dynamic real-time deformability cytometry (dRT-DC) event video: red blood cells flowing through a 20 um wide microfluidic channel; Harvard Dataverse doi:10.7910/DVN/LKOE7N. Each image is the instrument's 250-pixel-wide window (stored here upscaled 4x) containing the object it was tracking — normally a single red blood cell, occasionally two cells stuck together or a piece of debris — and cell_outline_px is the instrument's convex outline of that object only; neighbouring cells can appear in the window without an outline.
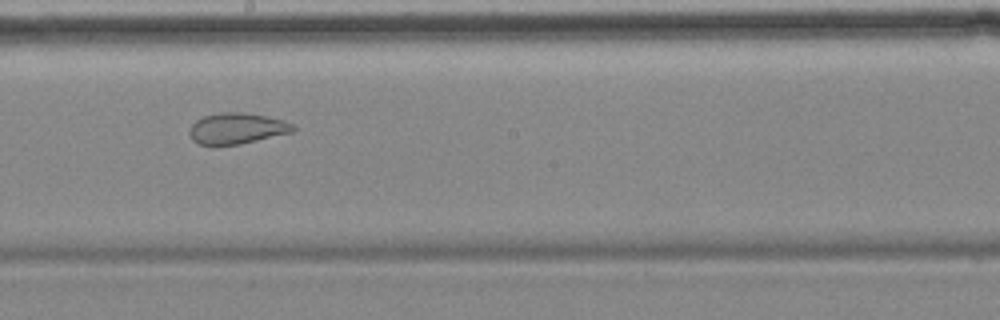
{"species": "common noctule bat (a hibernating species)", "species_latin": "Nyctalus noctula", "temperature_condition": "cold", "stored_images_in_passage": 10, "camera_frame_rate_fps": 3000, "um_per_image_px": 0.085, "animal": {"sex": "female", "body_mass_g": 18.4}, "frame": {"image": 1, "passage_image": 7, "time_ms": 8.333, "image_size_px": [1000, 320], "cell_outline_px": [[296, 128], [292, 132], [240, 144], [196, 144], [192, 140], [188, 132], [192, 124], [196, 120], [204, 116], [220, 112], [244, 112], [284, 120], [292, 124]], "centroid_in_image_um": [20.11, 10.91], "position_along_channel_um": 228.1, "area_um2": 18.55}}